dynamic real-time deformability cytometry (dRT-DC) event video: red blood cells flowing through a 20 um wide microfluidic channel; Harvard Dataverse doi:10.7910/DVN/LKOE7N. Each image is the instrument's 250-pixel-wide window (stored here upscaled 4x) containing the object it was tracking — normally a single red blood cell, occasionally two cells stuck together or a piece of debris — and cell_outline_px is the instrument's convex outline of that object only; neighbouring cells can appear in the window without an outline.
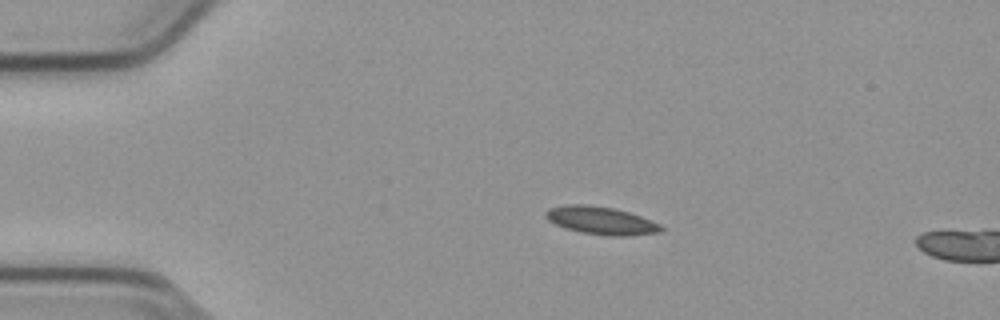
{"species": "common noctule bat (a hibernating species)", "species_latin": "Nyctalus noctula", "temperature_condition": "cold", "stored_images_in_passage": 6, "camera_frame_rate_fps": 3000, "um_per_image_px": 0.085, "animal": {"sex": "male", "body_mass_g": 23.1, "forearm_length_mm": 52.7}, "frame": {"image": 1, "passage_image": 1, "time_ms": 0.0, "image_size_px": [1000, 320], "cell_outline_px": [[664, 228], [660, 232], [628, 236], [608, 236], [580, 232], [564, 228], [548, 220], [544, 216], [544, 212], [548, 208], [564, 204], [588, 204], [616, 208], [640, 216], [660, 224]], "centroid_in_image_um": [51.05, 18.74], "position_along_channel_um": 34.0, "area_um2": 18.96}}